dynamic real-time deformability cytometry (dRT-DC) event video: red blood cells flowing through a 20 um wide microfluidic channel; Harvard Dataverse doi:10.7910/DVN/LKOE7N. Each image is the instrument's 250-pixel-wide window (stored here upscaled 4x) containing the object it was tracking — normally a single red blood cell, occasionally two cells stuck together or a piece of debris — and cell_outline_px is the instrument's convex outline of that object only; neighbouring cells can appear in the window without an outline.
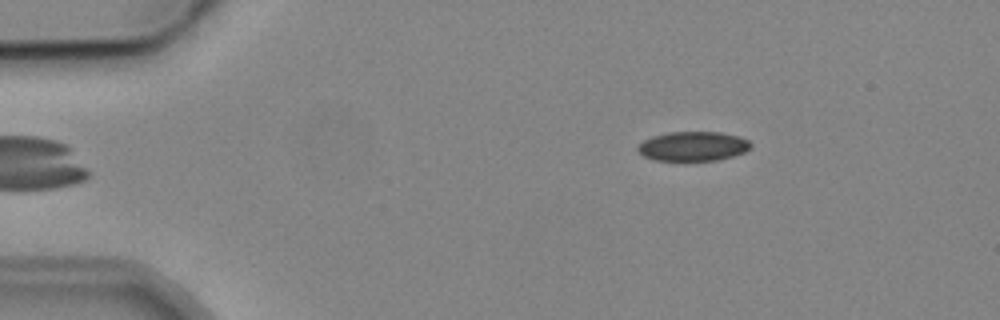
{"species": "common noctule bat (a hibernating species)", "species_latin": "Nyctalus noctula", "temperature_condition": "cold", "stored_images_in_passage": 3, "camera_frame_rate_fps": 3000, "um_per_image_px": 0.085, "animal": {"sex": "male", "body_mass_g": 19.2, "forearm_length_mm": 51.8}, "frame": {"image": 1, "passage_image": 3, "time_ms": 2.667, "image_size_px": [1000, 320], "cell_outline_px": [[752, 144], [744, 152], [732, 156], [716, 160], [652, 160], [644, 156], [636, 148], [644, 140], [652, 136], [668, 132], [720, 132], [740, 136], [748, 140]], "centroid_in_image_um": [58.9, 12.42], "position_along_channel_um": 26.1, "area_um2": 19.25}}